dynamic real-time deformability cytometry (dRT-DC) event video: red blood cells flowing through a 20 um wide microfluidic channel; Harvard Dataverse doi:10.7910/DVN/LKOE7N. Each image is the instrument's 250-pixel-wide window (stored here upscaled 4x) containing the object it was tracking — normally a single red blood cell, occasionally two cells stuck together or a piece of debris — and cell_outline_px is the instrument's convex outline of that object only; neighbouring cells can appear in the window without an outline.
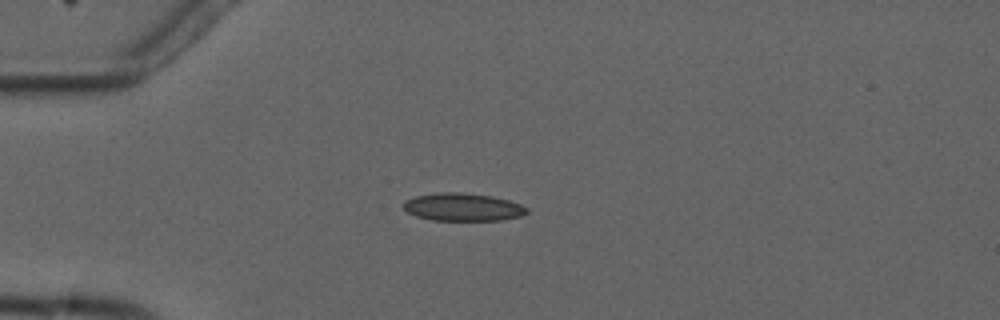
{"species": "common noctule bat (a hibernating species)", "species_latin": "Nyctalus noctula", "temperature_condition": "cold", "stored_images_in_passage": 3, "camera_frame_rate_fps": 3000, "um_per_image_px": 0.085, "animal": {"sex": "male", "forearm_length_mm": 52.5}, "frame": {"image": 1, "passage_image": 3, "time_ms": 2.667, "image_size_px": [1000, 320], "cell_outline_px": [[528, 212], [520, 216], [500, 220], [432, 220], [416, 216], [408, 212], [404, 208], [404, 200], [416, 196], [436, 192], [464, 192], [492, 196], [508, 200], [520, 204], [528, 208]], "centroid_in_image_um": [39.33, 17.59], "position_along_channel_um": 45.7, "area_um2": 20.0}}